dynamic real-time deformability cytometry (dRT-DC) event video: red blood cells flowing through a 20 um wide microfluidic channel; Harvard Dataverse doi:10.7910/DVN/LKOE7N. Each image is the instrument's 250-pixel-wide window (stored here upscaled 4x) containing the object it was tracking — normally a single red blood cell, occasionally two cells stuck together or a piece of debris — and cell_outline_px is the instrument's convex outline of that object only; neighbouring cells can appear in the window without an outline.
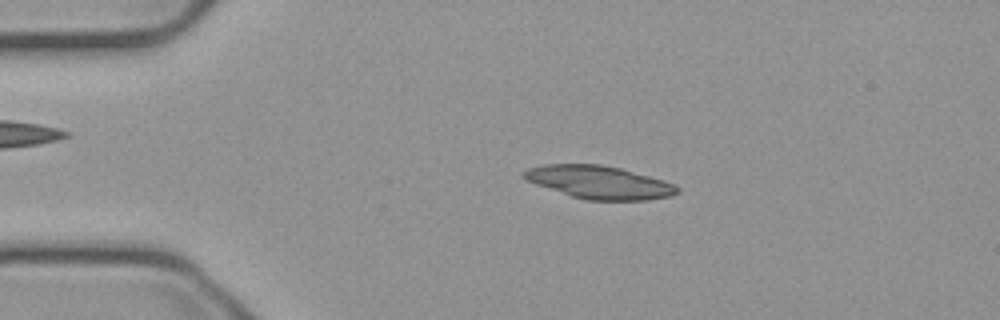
{"species": "common noctule bat (a hibernating species)", "species_latin": "Nyctalus noctula", "temperature_condition": "cold", "stored_images_in_passage": 53, "camera_frame_rate_fps": 3000, "um_per_image_px": 0.085, "animal": {"sex": "male", "body_mass_g": 23.1, "forearm_length_mm": 52.7}, "frame": {"image": 1, "passage_image": 10, "time_ms": 3.0, "image_size_px": [1000, 320], "cell_outline_px": [[680, 192], [672, 196], [648, 200], [584, 200], [536, 184], [528, 180], [520, 172], [528, 168], [544, 164], [600, 164], [620, 168], [664, 180], [676, 184], [680, 188]], "centroid_in_image_um": [50.98, 15.49], "position_along_channel_um": 34.0, "area_um2": 29.48}}